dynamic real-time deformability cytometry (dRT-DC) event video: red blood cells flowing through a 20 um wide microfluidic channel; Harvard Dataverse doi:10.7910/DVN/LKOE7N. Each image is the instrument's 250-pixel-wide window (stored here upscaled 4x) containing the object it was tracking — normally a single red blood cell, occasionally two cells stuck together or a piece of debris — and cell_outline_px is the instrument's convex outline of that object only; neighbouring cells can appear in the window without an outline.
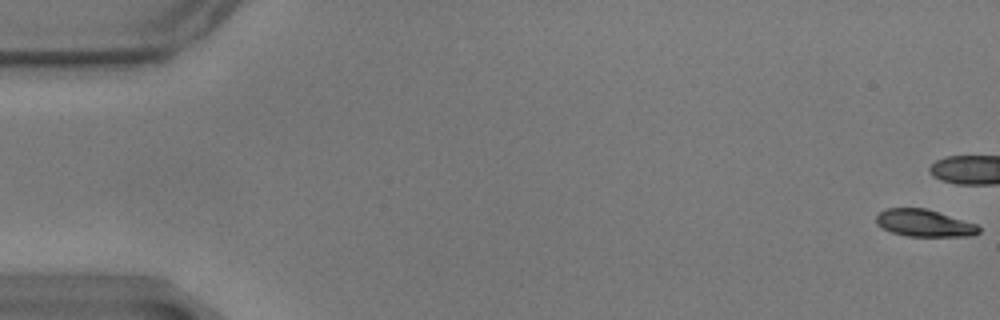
{"species": "common noctule bat (a hibernating species)", "species_latin": "Nyctalus noctula", "temperature_condition": "warm", "stored_images_in_passage": 15, "camera_frame_rate_fps": 3000, "um_per_image_px": 0.085, "animal": {"sex": "male", "body_mass_g": 17.9}, "frame": {"image": 1, "passage_image": 1, "time_ms": 0.0, "image_size_px": [1000, 320], "cell_outline_px": [[980, 232], [972, 236], [908, 236], [892, 232], [876, 224], [876, 216], [880, 212], [888, 208], [924, 208], [976, 224], [980, 228]], "centroid_in_image_um": [78.56, 18.97], "position_along_channel_um": 6.4, "area_um2": 15.95}}